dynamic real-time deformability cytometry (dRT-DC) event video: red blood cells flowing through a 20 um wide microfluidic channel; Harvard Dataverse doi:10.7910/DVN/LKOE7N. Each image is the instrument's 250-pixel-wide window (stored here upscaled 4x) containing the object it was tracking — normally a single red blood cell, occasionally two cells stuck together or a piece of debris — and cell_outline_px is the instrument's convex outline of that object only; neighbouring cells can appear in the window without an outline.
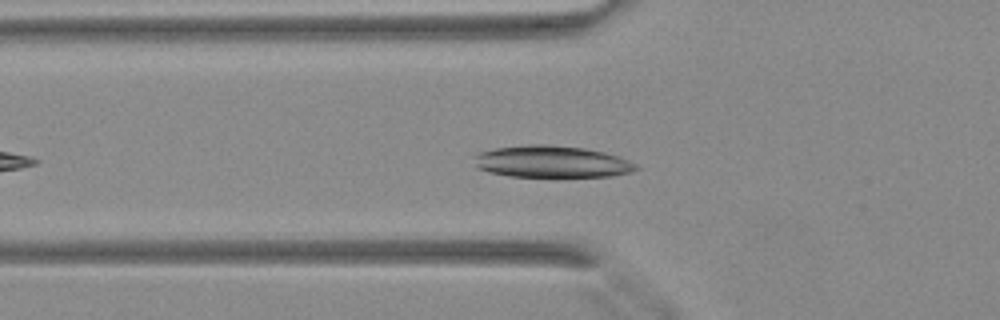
{"species": "Egyptian fruit bat (a non-hibernating species)", "species_latin": "Rousettus aegyptiacus", "temperature_condition": "warm", "stored_images_in_passage": 32, "camera_frame_rate_fps": 3000, "um_per_image_px": 0.085, "animal": {"sex": "female"}, "frame": {"image": 1, "passage_image": 5, "time_ms": 1.333, "image_size_px": [1000, 320], "cell_outline_px": [[640, 168], [632, 172], [612, 176], [508, 176], [488, 172], [476, 168], [476, 156], [480, 152], [496, 148], [528, 144], [548, 144], [584, 148], [604, 152], [628, 160], [636, 164]], "centroid_in_image_um": [46.91, 13.74], "position_along_channel_um": 78.9, "area_um2": 29.88}}
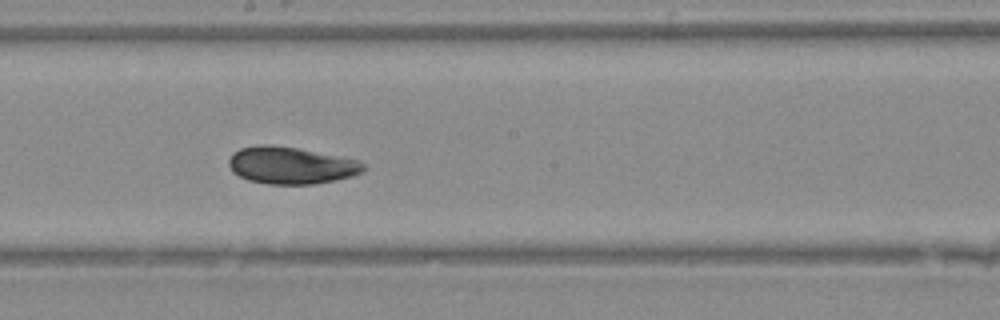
{"frame": {"image": 2, "passage_image": 14, "time_ms": 4.333, "image_size_px": [1000, 320], "cell_outline_px": [[364, 168], [360, 172], [352, 176], [312, 184], [268, 184], [248, 180], [232, 172], [228, 164], [228, 160], [240, 148], [296, 148], [360, 160], [364, 164]], "centroid_in_image_um": [24.77, 14.11], "position_along_channel_um": 223.4, "area_um2": 27.86}}
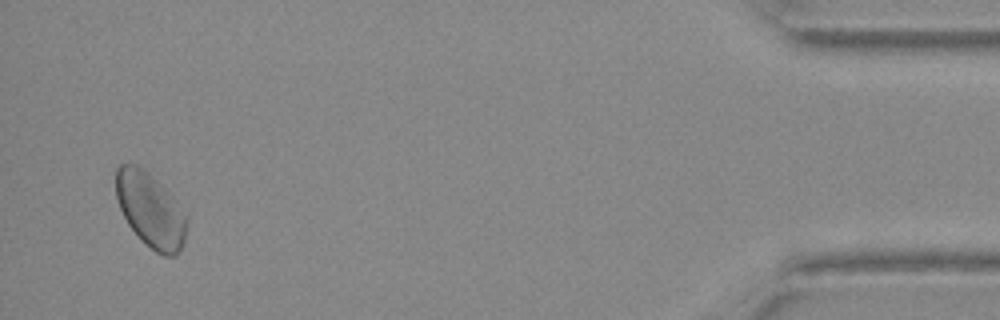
{"frame": {"image": 3, "passage_image": 31, "time_ms": 10.0, "image_size_px": [1000, 320], "cell_outline_px": [[188, 224], [184, 244], [180, 252], [176, 256], [164, 256], [156, 252], [128, 224], [120, 208], [116, 196], [116, 168], [120, 164], [140, 164], [172, 196], [188, 216]], "centroid_in_image_um": [12.82, 17.84], "position_along_channel_um": 422.4, "area_um2": 30.69}}